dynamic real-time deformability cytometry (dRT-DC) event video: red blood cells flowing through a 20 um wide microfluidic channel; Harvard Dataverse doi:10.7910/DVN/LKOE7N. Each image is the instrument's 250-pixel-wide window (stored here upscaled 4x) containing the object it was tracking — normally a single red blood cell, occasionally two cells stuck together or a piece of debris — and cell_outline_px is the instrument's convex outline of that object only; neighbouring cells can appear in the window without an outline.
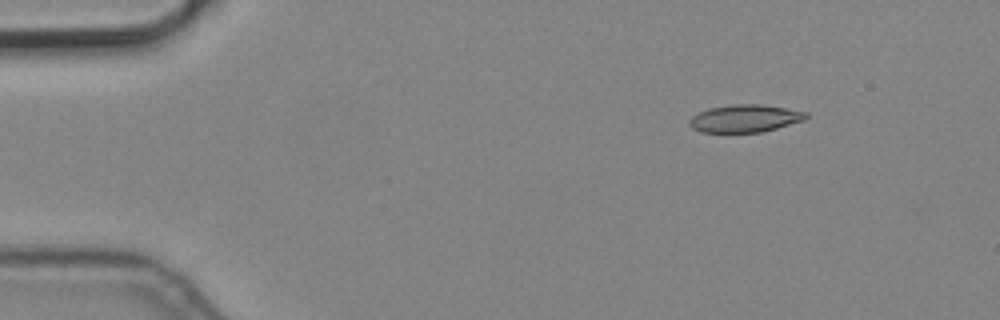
{"species": "common noctule bat (a hibernating species)", "species_latin": "Nyctalus noctula", "temperature_condition": "cold", "stored_images_in_passage": 6, "camera_frame_rate_fps": 3000, "um_per_image_px": 0.085, "animal": {"sex": "male", "body_mass_g": 19.2, "forearm_length_mm": 51.8}, "frame": {"image": 1, "passage_image": 3, "time_ms": 0.667, "image_size_px": [1000, 320], "cell_outline_px": [[808, 116], [804, 120], [776, 128], [760, 132], [700, 132], [692, 128], [688, 124], [688, 120], [692, 116], [708, 108], [732, 104], [764, 104], [808, 112]], "centroid_in_image_um": [63.3, 10.06], "position_along_channel_um": 21.7, "area_um2": 18.79}}